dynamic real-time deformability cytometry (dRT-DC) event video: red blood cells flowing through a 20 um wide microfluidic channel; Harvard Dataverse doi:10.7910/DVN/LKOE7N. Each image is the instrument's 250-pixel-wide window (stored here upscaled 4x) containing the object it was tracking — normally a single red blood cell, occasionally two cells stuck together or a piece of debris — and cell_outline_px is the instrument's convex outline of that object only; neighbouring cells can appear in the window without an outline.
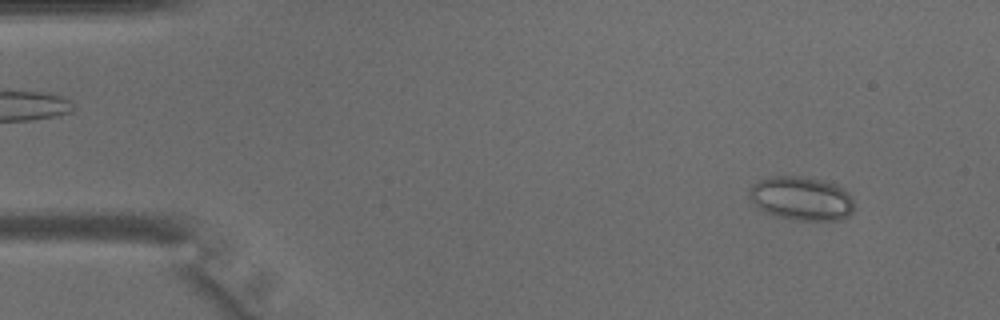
{"species": "common noctule bat (a hibernating species)", "species_latin": "Nyctalus noctula", "temperature_condition": "warm", "stored_images_in_passage": 44, "camera_frame_rate_fps": 3000, "um_per_image_px": 0.085, "animal": {"sex": "male", "body_mass_g": 15.6}, "frame": {"image": 1, "passage_image": 4, "time_ms": 1.0, "image_size_px": [1000, 320], "cell_outline_px": [[852, 212], [848, 216], [840, 220], [796, 220], [776, 216], [760, 208], [748, 196], [748, 188], [752, 184], [760, 180], [776, 176], [796, 176], [824, 180], [836, 184], [844, 188], [848, 192], [852, 200]], "centroid_in_image_um": [68.13, 16.86], "position_along_channel_um": 16.9, "area_um2": 26.65}}
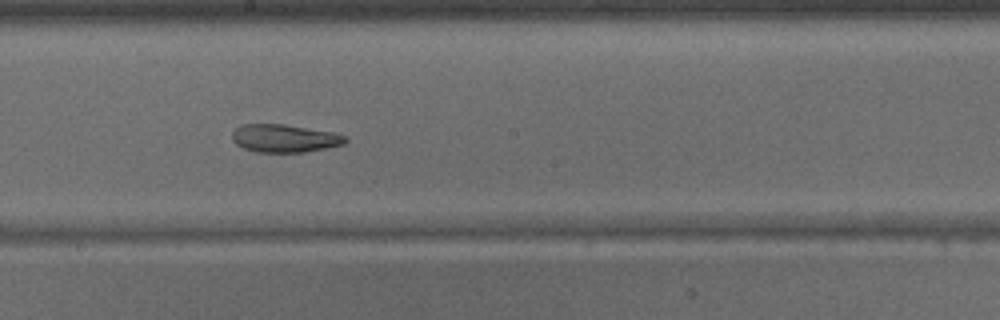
{"frame": {"image": 2, "passage_image": 24, "time_ms": 7.667, "image_size_px": [1000, 320], "cell_outline_px": [[348, 140], [344, 144], [328, 148], [304, 152], [256, 152], [244, 148], [236, 144], [232, 140], [232, 132], [240, 124], [284, 124], [336, 132], [348, 136]], "centroid_in_image_um": [24.22, 11.75], "position_along_channel_um": 224.0, "area_um2": 18.73}}
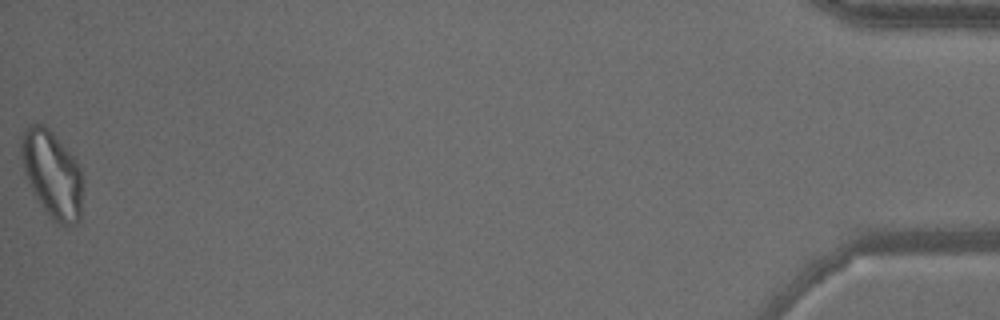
{"frame": {"image": 3, "passage_image": 44, "time_ms": 14.333, "image_size_px": [1000, 320], "cell_outline_px": [[80, 220], [76, 224], [60, 224], [52, 220], [32, 192], [28, 184], [24, 172], [20, 156], [20, 144], [24, 128], [36, 120], [44, 124], [52, 132], [72, 156], [80, 168]], "centroid_in_image_um": [4.36, 14.75], "position_along_channel_um": 430.8, "area_um2": 30.92}}